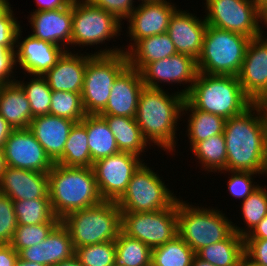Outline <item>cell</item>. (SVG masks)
Here are the masks:
<instances>
[{"label":"cell","instance_id":"cell-40","mask_svg":"<svg viewBox=\"0 0 267 266\" xmlns=\"http://www.w3.org/2000/svg\"><path fill=\"white\" fill-rule=\"evenodd\" d=\"M50 114L80 122L86 116L81 93L52 91Z\"/></svg>","mask_w":267,"mask_h":266},{"label":"cell","instance_id":"cell-3","mask_svg":"<svg viewBox=\"0 0 267 266\" xmlns=\"http://www.w3.org/2000/svg\"><path fill=\"white\" fill-rule=\"evenodd\" d=\"M48 177L51 207L60 219L70 212L103 201L92 167H68L54 163Z\"/></svg>","mask_w":267,"mask_h":266},{"label":"cell","instance_id":"cell-57","mask_svg":"<svg viewBox=\"0 0 267 266\" xmlns=\"http://www.w3.org/2000/svg\"><path fill=\"white\" fill-rule=\"evenodd\" d=\"M10 7L11 4L8 0H0V16L3 15Z\"/></svg>","mask_w":267,"mask_h":266},{"label":"cell","instance_id":"cell-11","mask_svg":"<svg viewBox=\"0 0 267 266\" xmlns=\"http://www.w3.org/2000/svg\"><path fill=\"white\" fill-rule=\"evenodd\" d=\"M122 24L115 15L89 0H72L71 46H97L117 38Z\"/></svg>","mask_w":267,"mask_h":266},{"label":"cell","instance_id":"cell-56","mask_svg":"<svg viewBox=\"0 0 267 266\" xmlns=\"http://www.w3.org/2000/svg\"><path fill=\"white\" fill-rule=\"evenodd\" d=\"M6 167L7 165L5 161L4 150L3 147H0V177L1 174L4 172V170L6 169Z\"/></svg>","mask_w":267,"mask_h":266},{"label":"cell","instance_id":"cell-54","mask_svg":"<svg viewBox=\"0 0 267 266\" xmlns=\"http://www.w3.org/2000/svg\"><path fill=\"white\" fill-rule=\"evenodd\" d=\"M15 266H45L37 262L26 261L18 257Z\"/></svg>","mask_w":267,"mask_h":266},{"label":"cell","instance_id":"cell-59","mask_svg":"<svg viewBox=\"0 0 267 266\" xmlns=\"http://www.w3.org/2000/svg\"><path fill=\"white\" fill-rule=\"evenodd\" d=\"M243 266H262V265H243Z\"/></svg>","mask_w":267,"mask_h":266},{"label":"cell","instance_id":"cell-19","mask_svg":"<svg viewBox=\"0 0 267 266\" xmlns=\"http://www.w3.org/2000/svg\"><path fill=\"white\" fill-rule=\"evenodd\" d=\"M143 87L141 72L128 65L114 80L107 105L99 115L135 118Z\"/></svg>","mask_w":267,"mask_h":266},{"label":"cell","instance_id":"cell-47","mask_svg":"<svg viewBox=\"0 0 267 266\" xmlns=\"http://www.w3.org/2000/svg\"><path fill=\"white\" fill-rule=\"evenodd\" d=\"M93 5L108 11L115 15L120 21L130 16L131 12L136 8L134 0H89Z\"/></svg>","mask_w":267,"mask_h":266},{"label":"cell","instance_id":"cell-44","mask_svg":"<svg viewBox=\"0 0 267 266\" xmlns=\"http://www.w3.org/2000/svg\"><path fill=\"white\" fill-rule=\"evenodd\" d=\"M243 265L267 266V239H244Z\"/></svg>","mask_w":267,"mask_h":266},{"label":"cell","instance_id":"cell-35","mask_svg":"<svg viewBox=\"0 0 267 266\" xmlns=\"http://www.w3.org/2000/svg\"><path fill=\"white\" fill-rule=\"evenodd\" d=\"M196 253L178 235L152 249L151 263L155 266H192Z\"/></svg>","mask_w":267,"mask_h":266},{"label":"cell","instance_id":"cell-5","mask_svg":"<svg viewBox=\"0 0 267 266\" xmlns=\"http://www.w3.org/2000/svg\"><path fill=\"white\" fill-rule=\"evenodd\" d=\"M127 66V54L117 46L101 48L87 60L81 93L86 115H98L105 109L114 80Z\"/></svg>","mask_w":267,"mask_h":266},{"label":"cell","instance_id":"cell-53","mask_svg":"<svg viewBox=\"0 0 267 266\" xmlns=\"http://www.w3.org/2000/svg\"><path fill=\"white\" fill-rule=\"evenodd\" d=\"M55 266H83V265L78 261V259L75 256H73L71 259L62 261L56 264Z\"/></svg>","mask_w":267,"mask_h":266},{"label":"cell","instance_id":"cell-7","mask_svg":"<svg viewBox=\"0 0 267 266\" xmlns=\"http://www.w3.org/2000/svg\"><path fill=\"white\" fill-rule=\"evenodd\" d=\"M177 200V235L197 253L201 248L226 239L233 222L219 209L195 206Z\"/></svg>","mask_w":267,"mask_h":266},{"label":"cell","instance_id":"cell-17","mask_svg":"<svg viewBox=\"0 0 267 266\" xmlns=\"http://www.w3.org/2000/svg\"><path fill=\"white\" fill-rule=\"evenodd\" d=\"M21 30L22 28L17 32L15 64L28 75L44 76L66 50L51 42L37 39L31 34L21 41Z\"/></svg>","mask_w":267,"mask_h":266},{"label":"cell","instance_id":"cell-2","mask_svg":"<svg viewBox=\"0 0 267 266\" xmlns=\"http://www.w3.org/2000/svg\"><path fill=\"white\" fill-rule=\"evenodd\" d=\"M184 101L177 91L169 94L162 88L143 87L135 119L149 146L153 143L167 153L176 152L177 122L182 119Z\"/></svg>","mask_w":267,"mask_h":266},{"label":"cell","instance_id":"cell-32","mask_svg":"<svg viewBox=\"0 0 267 266\" xmlns=\"http://www.w3.org/2000/svg\"><path fill=\"white\" fill-rule=\"evenodd\" d=\"M57 164L68 167H92L87 130L81 122L75 123L72 127L62 159Z\"/></svg>","mask_w":267,"mask_h":266},{"label":"cell","instance_id":"cell-51","mask_svg":"<svg viewBox=\"0 0 267 266\" xmlns=\"http://www.w3.org/2000/svg\"><path fill=\"white\" fill-rule=\"evenodd\" d=\"M253 105L259 110L267 134V94L259 96Z\"/></svg>","mask_w":267,"mask_h":266},{"label":"cell","instance_id":"cell-6","mask_svg":"<svg viewBox=\"0 0 267 266\" xmlns=\"http://www.w3.org/2000/svg\"><path fill=\"white\" fill-rule=\"evenodd\" d=\"M74 249L91 244L115 241L121 232L122 212L114 201H105L68 213L61 219Z\"/></svg>","mask_w":267,"mask_h":266},{"label":"cell","instance_id":"cell-30","mask_svg":"<svg viewBox=\"0 0 267 266\" xmlns=\"http://www.w3.org/2000/svg\"><path fill=\"white\" fill-rule=\"evenodd\" d=\"M113 133L120 152H129L139 157L146 152L149 143L143 138L135 118L100 115Z\"/></svg>","mask_w":267,"mask_h":266},{"label":"cell","instance_id":"cell-9","mask_svg":"<svg viewBox=\"0 0 267 266\" xmlns=\"http://www.w3.org/2000/svg\"><path fill=\"white\" fill-rule=\"evenodd\" d=\"M144 162L133 174L127 189L116 202L121 212H152L170 208L179 198ZM164 181V182H163Z\"/></svg>","mask_w":267,"mask_h":266},{"label":"cell","instance_id":"cell-46","mask_svg":"<svg viewBox=\"0 0 267 266\" xmlns=\"http://www.w3.org/2000/svg\"><path fill=\"white\" fill-rule=\"evenodd\" d=\"M15 48L16 46L0 45V84L16 82L14 69L15 64Z\"/></svg>","mask_w":267,"mask_h":266},{"label":"cell","instance_id":"cell-55","mask_svg":"<svg viewBox=\"0 0 267 266\" xmlns=\"http://www.w3.org/2000/svg\"><path fill=\"white\" fill-rule=\"evenodd\" d=\"M192 266H214V265H212L207 261L202 260L197 255H195L192 261Z\"/></svg>","mask_w":267,"mask_h":266},{"label":"cell","instance_id":"cell-50","mask_svg":"<svg viewBox=\"0 0 267 266\" xmlns=\"http://www.w3.org/2000/svg\"><path fill=\"white\" fill-rule=\"evenodd\" d=\"M244 239H267V215Z\"/></svg>","mask_w":267,"mask_h":266},{"label":"cell","instance_id":"cell-18","mask_svg":"<svg viewBox=\"0 0 267 266\" xmlns=\"http://www.w3.org/2000/svg\"><path fill=\"white\" fill-rule=\"evenodd\" d=\"M237 77L244 94L252 102L267 94V36L251 38Z\"/></svg>","mask_w":267,"mask_h":266},{"label":"cell","instance_id":"cell-20","mask_svg":"<svg viewBox=\"0 0 267 266\" xmlns=\"http://www.w3.org/2000/svg\"><path fill=\"white\" fill-rule=\"evenodd\" d=\"M30 13L28 22L33 30L31 35L68 51L72 37V2L61 9Z\"/></svg>","mask_w":267,"mask_h":266},{"label":"cell","instance_id":"cell-60","mask_svg":"<svg viewBox=\"0 0 267 266\" xmlns=\"http://www.w3.org/2000/svg\"><path fill=\"white\" fill-rule=\"evenodd\" d=\"M140 2V0H138ZM145 1H151V0H141V2H145Z\"/></svg>","mask_w":267,"mask_h":266},{"label":"cell","instance_id":"cell-10","mask_svg":"<svg viewBox=\"0 0 267 266\" xmlns=\"http://www.w3.org/2000/svg\"><path fill=\"white\" fill-rule=\"evenodd\" d=\"M205 1L206 15L204 16L207 25L240 33L250 38L264 34L262 29L266 27V16L256 0Z\"/></svg>","mask_w":267,"mask_h":266},{"label":"cell","instance_id":"cell-42","mask_svg":"<svg viewBox=\"0 0 267 266\" xmlns=\"http://www.w3.org/2000/svg\"><path fill=\"white\" fill-rule=\"evenodd\" d=\"M17 226L13 200L0 193V244H10Z\"/></svg>","mask_w":267,"mask_h":266},{"label":"cell","instance_id":"cell-43","mask_svg":"<svg viewBox=\"0 0 267 266\" xmlns=\"http://www.w3.org/2000/svg\"><path fill=\"white\" fill-rule=\"evenodd\" d=\"M223 172H228L231 174L229 180L227 181V186L229 194L236 199L239 198V200L244 201L252 192H254L259 187V184L253 181L255 180L253 179V177H255L257 173L226 170L221 171V173Z\"/></svg>","mask_w":267,"mask_h":266},{"label":"cell","instance_id":"cell-31","mask_svg":"<svg viewBox=\"0 0 267 266\" xmlns=\"http://www.w3.org/2000/svg\"><path fill=\"white\" fill-rule=\"evenodd\" d=\"M80 122L87 130L92 165L99 159L120 152L115 137L102 116L86 115Z\"/></svg>","mask_w":267,"mask_h":266},{"label":"cell","instance_id":"cell-15","mask_svg":"<svg viewBox=\"0 0 267 266\" xmlns=\"http://www.w3.org/2000/svg\"><path fill=\"white\" fill-rule=\"evenodd\" d=\"M177 8L171 0H151L138 4L127 18V33L132 43L127 48L124 46L123 51L127 53L140 39L166 33L170 18Z\"/></svg>","mask_w":267,"mask_h":266},{"label":"cell","instance_id":"cell-48","mask_svg":"<svg viewBox=\"0 0 267 266\" xmlns=\"http://www.w3.org/2000/svg\"><path fill=\"white\" fill-rule=\"evenodd\" d=\"M18 252L10 244H0V266H15Z\"/></svg>","mask_w":267,"mask_h":266},{"label":"cell","instance_id":"cell-27","mask_svg":"<svg viewBox=\"0 0 267 266\" xmlns=\"http://www.w3.org/2000/svg\"><path fill=\"white\" fill-rule=\"evenodd\" d=\"M128 65L142 71L149 63L177 54L167 33L140 39L127 53Z\"/></svg>","mask_w":267,"mask_h":266},{"label":"cell","instance_id":"cell-34","mask_svg":"<svg viewBox=\"0 0 267 266\" xmlns=\"http://www.w3.org/2000/svg\"><path fill=\"white\" fill-rule=\"evenodd\" d=\"M241 215L244 221V227L233 225V231L240 236H247L267 215V188L266 185L260 186L252 192L244 201H241Z\"/></svg>","mask_w":267,"mask_h":266},{"label":"cell","instance_id":"cell-33","mask_svg":"<svg viewBox=\"0 0 267 266\" xmlns=\"http://www.w3.org/2000/svg\"><path fill=\"white\" fill-rule=\"evenodd\" d=\"M190 151L204 171L220 173L226 169L227 152L223 133L198 142Z\"/></svg>","mask_w":267,"mask_h":266},{"label":"cell","instance_id":"cell-49","mask_svg":"<svg viewBox=\"0 0 267 266\" xmlns=\"http://www.w3.org/2000/svg\"><path fill=\"white\" fill-rule=\"evenodd\" d=\"M38 8L35 11H46L67 7L72 0H35Z\"/></svg>","mask_w":267,"mask_h":266},{"label":"cell","instance_id":"cell-28","mask_svg":"<svg viewBox=\"0 0 267 266\" xmlns=\"http://www.w3.org/2000/svg\"><path fill=\"white\" fill-rule=\"evenodd\" d=\"M185 112H190L187 123V136L189 138L190 149L198 142L224 132L225 118L196 109L186 98L182 109L183 116L186 115Z\"/></svg>","mask_w":267,"mask_h":266},{"label":"cell","instance_id":"cell-4","mask_svg":"<svg viewBox=\"0 0 267 266\" xmlns=\"http://www.w3.org/2000/svg\"><path fill=\"white\" fill-rule=\"evenodd\" d=\"M185 98L196 109L225 119L242 114L253 104L244 94L237 76L200 72Z\"/></svg>","mask_w":267,"mask_h":266},{"label":"cell","instance_id":"cell-12","mask_svg":"<svg viewBox=\"0 0 267 266\" xmlns=\"http://www.w3.org/2000/svg\"><path fill=\"white\" fill-rule=\"evenodd\" d=\"M121 231L151 249L177 235V201L170 207L152 212H122Z\"/></svg>","mask_w":267,"mask_h":266},{"label":"cell","instance_id":"cell-21","mask_svg":"<svg viewBox=\"0 0 267 266\" xmlns=\"http://www.w3.org/2000/svg\"><path fill=\"white\" fill-rule=\"evenodd\" d=\"M207 26L205 17L199 19L189 11L177 9L170 18L166 33L173 41L177 53L197 60L202 51Z\"/></svg>","mask_w":267,"mask_h":266},{"label":"cell","instance_id":"cell-36","mask_svg":"<svg viewBox=\"0 0 267 266\" xmlns=\"http://www.w3.org/2000/svg\"><path fill=\"white\" fill-rule=\"evenodd\" d=\"M116 263L122 266H147L151 263L152 249L122 231L115 240Z\"/></svg>","mask_w":267,"mask_h":266},{"label":"cell","instance_id":"cell-16","mask_svg":"<svg viewBox=\"0 0 267 266\" xmlns=\"http://www.w3.org/2000/svg\"><path fill=\"white\" fill-rule=\"evenodd\" d=\"M3 150L10 167L48 173L54 165L29 128L14 129Z\"/></svg>","mask_w":267,"mask_h":266},{"label":"cell","instance_id":"cell-37","mask_svg":"<svg viewBox=\"0 0 267 266\" xmlns=\"http://www.w3.org/2000/svg\"><path fill=\"white\" fill-rule=\"evenodd\" d=\"M30 77L27 83L24 80H16V82L27 96L33 118L50 114L52 90L46 78L40 75H30Z\"/></svg>","mask_w":267,"mask_h":266},{"label":"cell","instance_id":"cell-38","mask_svg":"<svg viewBox=\"0 0 267 266\" xmlns=\"http://www.w3.org/2000/svg\"><path fill=\"white\" fill-rule=\"evenodd\" d=\"M18 225H35L50 222L54 217L50 199L13 201Z\"/></svg>","mask_w":267,"mask_h":266},{"label":"cell","instance_id":"cell-23","mask_svg":"<svg viewBox=\"0 0 267 266\" xmlns=\"http://www.w3.org/2000/svg\"><path fill=\"white\" fill-rule=\"evenodd\" d=\"M75 249L67 228L60 222L39 244L22 249L18 256L26 261L37 262L45 266L71 259Z\"/></svg>","mask_w":267,"mask_h":266},{"label":"cell","instance_id":"cell-26","mask_svg":"<svg viewBox=\"0 0 267 266\" xmlns=\"http://www.w3.org/2000/svg\"><path fill=\"white\" fill-rule=\"evenodd\" d=\"M0 115L14 129L29 127L33 119L30 103L17 82L0 84Z\"/></svg>","mask_w":267,"mask_h":266},{"label":"cell","instance_id":"cell-58","mask_svg":"<svg viewBox=\"0 0 267 266\" xmlns=\"http://www.w3.org/2000/svg\"><path fill=\"white\" fill-rule=\"evenodd\" d=\"M262 13L267 16V0H256Z\"/></svg>","mask_w":267,"mask_h":266},{"label":"cell","instance_id":"cell-14","mask_svg":"<svg viewBox=\"0 0 267 266\" xmlns=\"http://www.w3.org/2000/svg\"><path fill=\"white\" fill-rule=\"evenodd\" d=\"M197 74V60L189 55L179 53L149 63L141 71L144 86L150 88H163L162 83H168V85L179 83L180 86L181 83L189 84L180 91L178 89V93L184 97L190 92Z\"/></svg>","mask_w":267,"mask_h":266},{"label":"cell","instance_id":"cell-13","mask_svg":"<svg viewBox=\"0 0 267 266\" xmlns=\"http://www.w3.org/2000/svg\"><path fill=\"white\" fill-rule=\"evenodd\" d=\"M143 161L129 152H118L95 161L92 169L103 200L117 202Z\"/></svg>","mask_w":267,"mask_h":266},{"label":"cell","instance_id":"cell-52","mask_svg":"<svg viewBox=\"0 0 267 266\" xmlns=\"http://www.w3.org/2000/svg\"><path fill=\"white\" fill-rule=\"evenodd\" d=\"M14 128L0 115V147H3Z\"/></svg>","mask_w":267,"mask_h":266},{"label":"cell","instance_id":"cell-1","mask_svg":"<svg viewBox=\"0 0 267 266\" xmlns=\"http://www.w3.org/2000/svg\"><path fill=\"white\" fill-rule=\"evenodd\" d=\"M226 171L267 175V134L259 110L252 104L242 114L226 119Z\"/></svg>","mask_w":267,"mask_h":266},{"label":"cell","instance_id":"cell-61","mask_svg":"<svg viewBox=\"0 0 267 266\" xmlns=\"http://www.w3.org/2000/svg\"><path fill=\"white\" fill-rule=\"evenodd\" d=\"M113 266H122V265H119L118 263H115Z\"/></svg>","mask_w":267,"mask_h":266},{"label":"cell","instance_id":"cell-24","mask_svg":"<svg viewBox=\"0 0 267 266\" xmlns=\"http://www.w3.org/2000/svg\"><path fill=\"white\" fill-rule=\"evenodd\" d=\"M75 123L67 118L47 114L34 117L28 128L51 161L58 163L62 159L65 143Z\"/></svg>","mask_w":267,"mask_h":266},{"label":"cell","instance_id":"cell-29","mask_svg":"<svg viewBox=\"0 0 267 266\" xmlns=\"http://www.w3.org/2000/svg\"><path fill=\"white\" fill-rule=\"evenodd\" d=\"M196 255L214 266H243L244 237L233 231L226 239L201 248Z\"/></svg>","mask_w":267,"mask_h":266},{"label":"cell","instance_id":"cell-22","mask_svg":"<svg viewBox=\"0 0 267 266\" xmlns=\"http://www.w3.org/2000/svg\"><path fill=\"white\" fill-rule=\"evenodd\" d=\"M0 193L13 201L50 199L48 173L7 166L0 177Z\"/></svg>","mask_w":267,"mask_h":266},{"label":"cell","instance_id":"cell-62","mask_svg":"<svg viewBox=\"0 0 267 266\" xmlns=\"http://www.w3.org/2000/svg\"><path fill=\"white\" fill-rule=\"evenodd\" d=\"M147 266H155L153 263L148 264Z\"/></svg>","mask_w":267,"mask_h":266},{"label":"cell","instance_id":"cell-25","mask_svg":"<svg viewBox=\"0 0 267 266\" xmlns=\"http://www.w3.org/2000/svg\"><path fill=\"white\" fill-rule=\"evenodd\" d=\"M65 51L44 77L52 91L82 93L87 60L93 53Z\"/></svg>","mask_w":267,"mask_h":266},{"label":"cell","instance_id":"cell-39","mask_svg":"<svg viewBox=\"0 0 267 266\" xmlns=\"http://www.w3.org/2000/svg\"><path fill=\"white\" fill-rule=\"evenodd\" d=\"M61 222L54 217L50 222L35 225H18L10 245L19 253L22 249L39 244L45 240L51 231Z\"/></svg>","mask_w":267,"mask_h":266},{"label":"cell","instance_id":"cell-8","mask_svg":"<svg viewBox=\"0 0 267 266\" xmlns=\"http://www.w3.org/2000/svg\"><path fill=\"white\" fill-rule=\"evenodd\" d=\"M250 40L243 34L208 25L197 59L198 72L238 76Z\"/></svg>","mask_w":267,"mask_h":266},{"label":"cell","instance_id":"cell-45","mask_svg":"<svg viewBox=\"0 0 267 266\" xmlns=\"http://www.w3.org/2000/svg\"><path fill=\"white\" fill-rule=\"evenodd\" d=\"M11 7L0 16V45L16 46L17 32L21 28Z\"/></svg>","mask_w":267,"mask_h":266},{"label":"cell","instance_id":"cell-41","mask_svg":"<svg viewBox=\"0 0 267 266\" xmlns=\"http://www.w3.org/2000/svg\"><path fill=\"white\" fill-rule=\"evenodd\" d=\"M74 256L83 266H113L116 263L115 241L78 247Z\"/></svg>","mask_w":267,"mask_h":266}]
</instances>
